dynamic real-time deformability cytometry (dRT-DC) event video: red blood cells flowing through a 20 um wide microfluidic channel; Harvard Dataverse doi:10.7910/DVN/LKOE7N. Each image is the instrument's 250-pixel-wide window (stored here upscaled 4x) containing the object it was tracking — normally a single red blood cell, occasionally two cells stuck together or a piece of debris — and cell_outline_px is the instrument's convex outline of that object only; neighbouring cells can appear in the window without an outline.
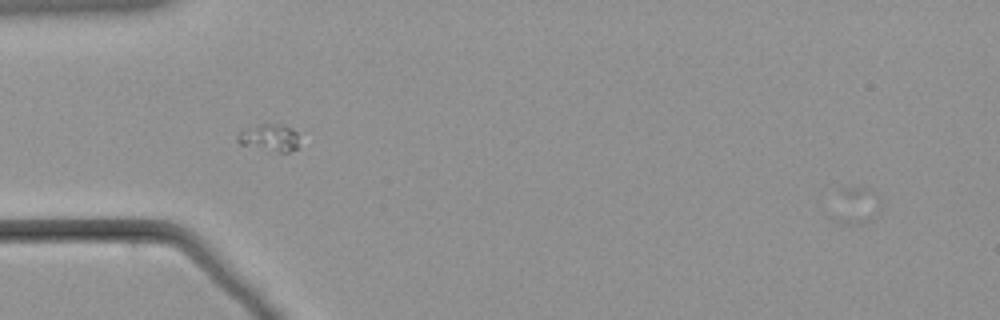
{"species": "common noctule bat (a hibernating species)", "species_latin": "Nyctalus noctula", "temperature_condition": "warm", "stored_images_in_passage": 5, "segment_of_instrument_passage": [2, 2], "camera_frame_rate_fps": 3000, "um_per_image_px": 0.085, "animal": {"sex": "male", "body_mass_g": 21.5, "forearm_length_mm": 52.0}, "frame": {"image": 1, "passage_image": 5, "time_ms": 1.333, "image_size_px": [1000, 320], "cell_outline_px": [[880, 204], [876, 216], [872, 220], [860, 224], [848, 224], [836, 220], [828, 216], [844, 188], [860, 188], [880, 196]], "centroid_in_image_um": [72.73, 17.55], "position_along_channel_um": 12.3, "area_um2": 10.06}}